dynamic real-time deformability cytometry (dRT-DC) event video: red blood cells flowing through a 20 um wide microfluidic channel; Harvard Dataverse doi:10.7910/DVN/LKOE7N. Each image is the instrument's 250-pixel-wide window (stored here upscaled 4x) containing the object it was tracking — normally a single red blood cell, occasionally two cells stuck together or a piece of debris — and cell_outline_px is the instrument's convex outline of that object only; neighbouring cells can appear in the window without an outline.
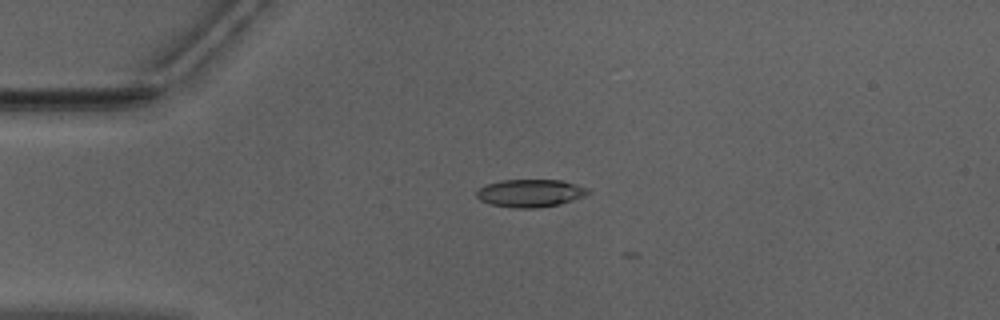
{"species": "Egyptian fruit bat (a non-hibernating species)", "species_latin": "Rousettus aegyptiacus", "temperature_condition": "warm", "stored_images_in_passage": 5, "camera_frame_rate_fps": 3000, "um_per_image_px": 0.085, "animal": {"sex": "male"}, "frame": {"image": 1, "passage_image": 3, "time_ms": 0.667, "image_size_px": [1000, 320], "cell_outline_px": [[592, 192], [584, 196], [560, 204], [536, 208], [516, 208], [488, 204], [480, 200], [476, 196], [476, 192], [480, 188], [488, 184], [500, 180], [560, 180], [576, 184], [588, 188]], "centroid_in_image_um": [45.08, 16.42], "position_along_channel_um": 39.9, "area_um2": 18.03}}